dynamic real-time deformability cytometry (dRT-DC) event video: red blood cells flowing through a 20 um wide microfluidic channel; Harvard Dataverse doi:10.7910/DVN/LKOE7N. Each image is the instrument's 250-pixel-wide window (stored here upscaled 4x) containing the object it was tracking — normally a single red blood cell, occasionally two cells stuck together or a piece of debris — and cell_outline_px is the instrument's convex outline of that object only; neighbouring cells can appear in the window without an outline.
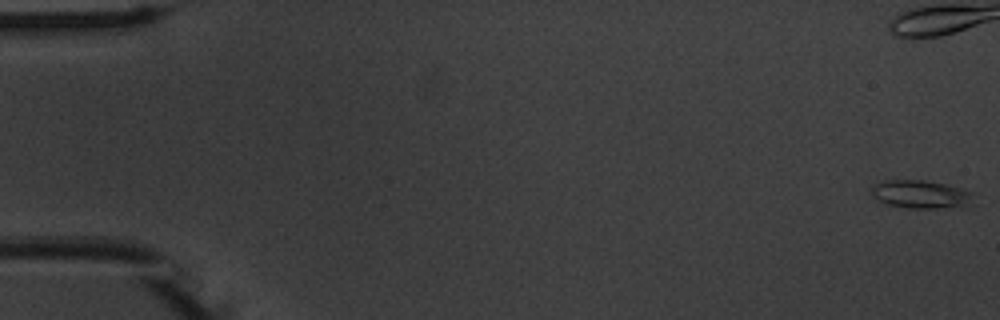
{"species": "common noctule bat (a hibernating species)", "species_latin": "Nyctalus noctula", "temperature_condition": "warm", "stored_images_in_passage": 21, "camera_frame_rate_fps": 3000, "um_per_image_px": 0.085, "animal": {"sex": "male", "body_mass_g": 20.1, "forearm_length_mm": 53.5}, "frame": {"image": 1, "passage_image": 1, "time_ms": 0.0, "image_size_px": [1000, 320], "cell_outline_px": [[976, 192], [964, 208], [908, 208], [884, 204], [872, 192], [872, 188], [876, 184], [884, 180], [924, 180], [944, 184]], "centroid_in_image_um": [78.32, 16.53], "position_along_channel_um": 6.7, "area_um2": 16.7}}